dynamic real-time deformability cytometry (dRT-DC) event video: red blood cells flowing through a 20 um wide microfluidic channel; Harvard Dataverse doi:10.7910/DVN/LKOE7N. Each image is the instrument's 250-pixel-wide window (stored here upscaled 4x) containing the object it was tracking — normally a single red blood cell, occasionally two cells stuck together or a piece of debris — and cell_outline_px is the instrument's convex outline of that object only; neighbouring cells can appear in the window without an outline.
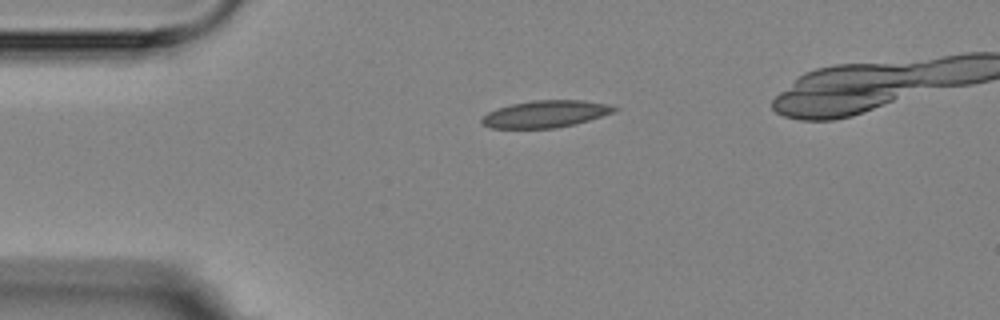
{"species": "Egyptian fruit bat (a non-hibernating species)", "species_latin": "Rousettus aegyptiacus", "temperature_condition": "room temperature", "stored_images_in_passage": 3, "camera_frame_rate_fps": 3000, "um_per_image_px": 0.085, "animal": {"sex": "female"}, "frame": {"image": 1, "passage_image": 1, "time_ms": 0.0, "image_size_px": [1000, 320], "cell_outline_px": [[620, 108], [616, 112], [576, 124], [556, 128], [492, 128], [480, 124], [480, 120], [488, 112], [496, 108], [512, 104], [532, 100], [584, 100], [608, 104]], "centroid_in_image_um": [46.39, 9.69], "position_along_channel_um": 38.6, "area_um2": 21.1}}
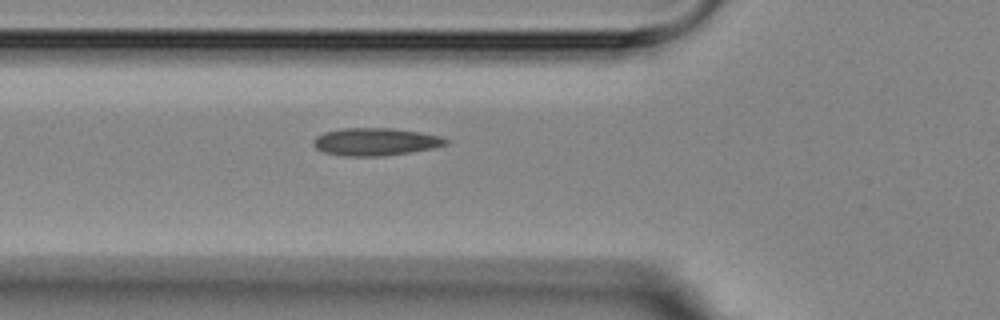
{"frame": {"image": 2, "passage_image": 3, "time_ms": 2.333, "image_size_px": [1000, 320], "cell_outline_px": [[448, 144], [432, 148], [384, 156], [344, 156], [324, 152], [316, 148], [312, 144], [312, 140], [316, 136], [324, 132], [340, 128], [392, 128], [420, 132], [440, 136], [448, 140]], "centroid_in_image_um": [31.87, 12.04], "position_along_channel_um": 93.9, "area_um2": 21.33}}